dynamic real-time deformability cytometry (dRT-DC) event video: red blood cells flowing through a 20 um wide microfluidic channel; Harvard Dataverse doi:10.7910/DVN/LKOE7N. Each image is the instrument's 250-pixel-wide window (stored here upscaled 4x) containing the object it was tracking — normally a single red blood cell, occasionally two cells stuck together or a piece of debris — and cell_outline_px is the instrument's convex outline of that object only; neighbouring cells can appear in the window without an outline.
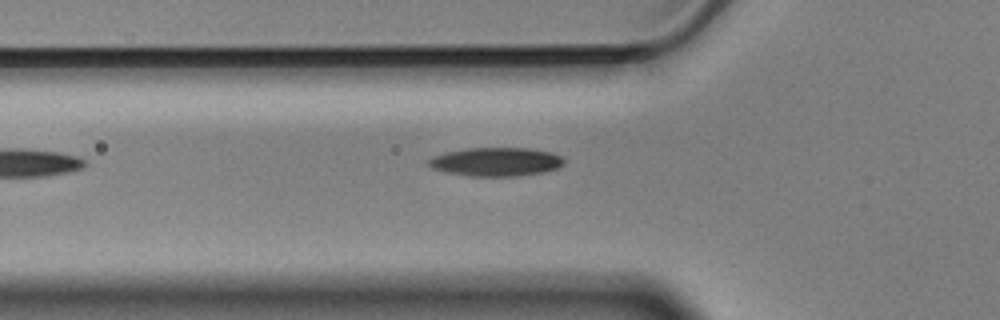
{"species": "Egyptian fruit bat (a non-hibernating species)", "species_latin": "Rousettus aegyptiacus", "temperature_condition": "cold", "stored_images_in_passage": 2, "camera_frame_rate_fps": 3000, "um_per_image_px": 0.085, "animal": {"sex": "male"}, "frame": {"image": 1, "passage_image": 2, "time_ms": 0.333, "image_size_px": [1000, 320], "cell_outline_px": [[564, 164], [560, 168], [544, 172], [516, 176], [472, 176], [444, 172], [432, 168], [428, 164], [428, 160], [432, 156], [444, 152], [468, 148], [528, 148], [552, 152], [560, 156], [564, 160]], "centroid_in_image_um": [42.16, 13.75], "position_along_channel_um": 83.6, "area_um2": 22.77}}